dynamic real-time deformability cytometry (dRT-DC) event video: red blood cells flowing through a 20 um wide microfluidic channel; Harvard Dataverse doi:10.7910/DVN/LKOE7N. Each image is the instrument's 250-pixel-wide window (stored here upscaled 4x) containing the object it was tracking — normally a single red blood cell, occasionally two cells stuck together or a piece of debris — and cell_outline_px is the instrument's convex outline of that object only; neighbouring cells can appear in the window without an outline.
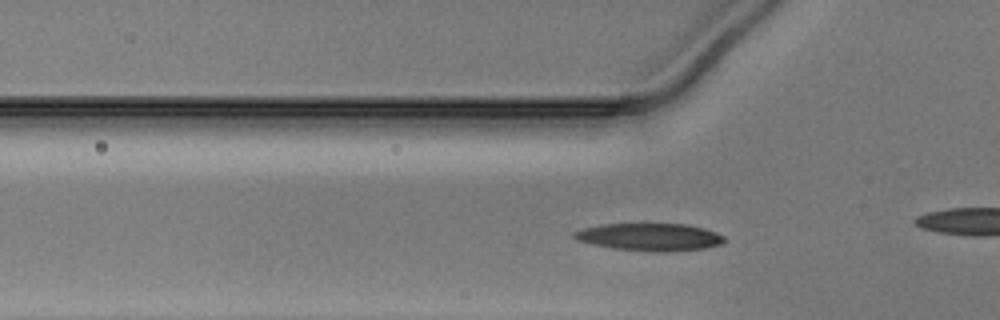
{"species": "Egyptian fruit bat (a non-hibernating species)", "species_latin": "Rousettus aegyptiacus", "temperature_condition": "warm", "stored_images_in_passage": 37, "camera_frame_rate_fps": 3000, "um_per_image_px": 0.085, "animal": {"sex": "male"}, "frame": {"image": 1, "passage_image": 11, "time_ms": 3.333, "image_size_px": [1000, 320], "cell_outline_px": [[724, 240], [720, 244], [704, 248], [668, 252], [652, 252], [612, 248], [592, 244], [576, 240], [572, 236], [572, 232], [584, 228], [600, 224], [688, 224], [704, 228], [716, 232], [724, 236]], "centroid_in_image_um": [55.2, 20.14], "position_along_channel_um": 70.6, "area_um2": 24.16}}
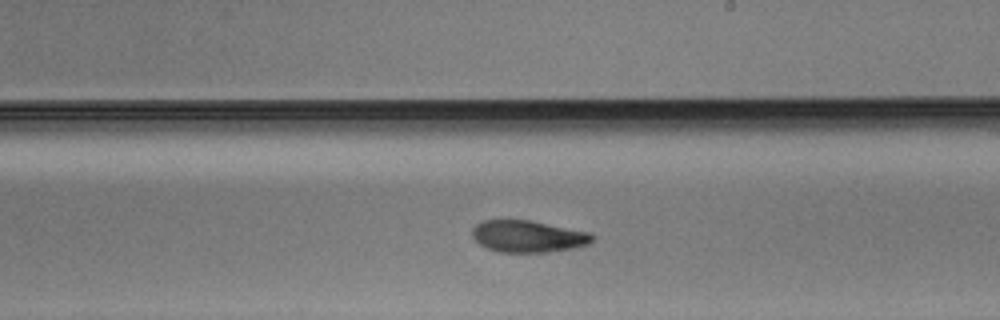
{"frame": {"image": 2, "passage_image": 24, "time_ms": 7.667, "image_size_px": [1000, 320], "cell_outline_px": [[592, 240], [588, 244], [572, 248], [548, 252], [500, 252], [488, 248], [480, 244], [472, 236], [472, 228], [476, 224], [484, 220], [528, 220], [592, 232]], "centroid_in_image_um": [44.87, 20.08], "position_along_channel_um": 244.1, "area_um2": 22.14}}
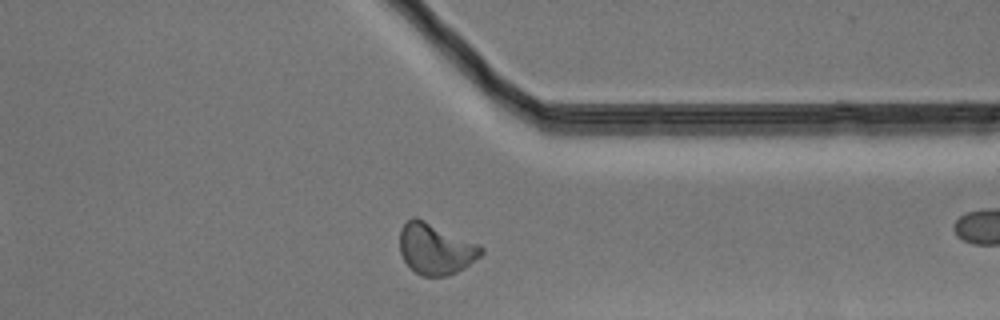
{"frame": {"image": 3, "passage_image": 34, "time_ms": 11.0, "image_size_px": [1000, 320], "cell_outline_px": [[484, 252], [480, 256], [464, 268], [448, 276], [424, 276], [408, 268], [400, 252], [400, 228], [412, 216], [416, 216], [480, 244], [484, 248]], "centroid_in_image_um": [37.02, 21.14], "position_along_channel_um": 374.4, "area_um2": 24.45}}